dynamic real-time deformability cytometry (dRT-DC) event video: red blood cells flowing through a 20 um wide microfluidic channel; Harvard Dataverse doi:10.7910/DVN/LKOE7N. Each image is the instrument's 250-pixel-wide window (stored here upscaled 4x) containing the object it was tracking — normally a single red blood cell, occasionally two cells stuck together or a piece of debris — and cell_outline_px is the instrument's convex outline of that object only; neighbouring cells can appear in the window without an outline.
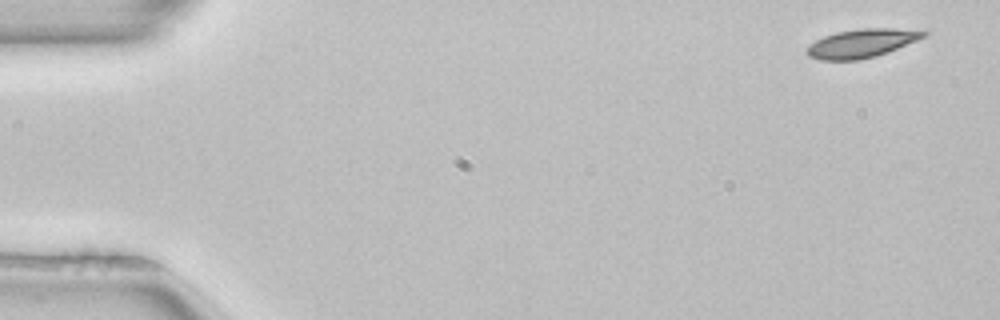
{"species": "common noctule bat (a hibernating species)", "species_latin": "Nyctalus noctula", "temperature_condition": "room temperature", "stored_images_in_passage": 52, "camera_frame_rate_fps": 3000, "um_per_image_px": 0.085, "animal": {"sex": "female", "body_mass_g": 22.7, "forearm_length_mm": 54.2}, "frame": {"image": 1, "passage_image": 3, "time_ms": 0.667, "image_size_px": [1000, 320], "cell_outline_px": [[928, 32], [924, 36], [916, 40], [888, 52], [876, 56], [856, 60], [820, 60], [808, 56], [804, 52], [808, 44], [824, 36], [836, 32], [864, 28], [888, 28]], "centroid_in_image_um": [73.14, 3.69], "position_along_channel_um": 11.9, "area_um2": 19.19}}
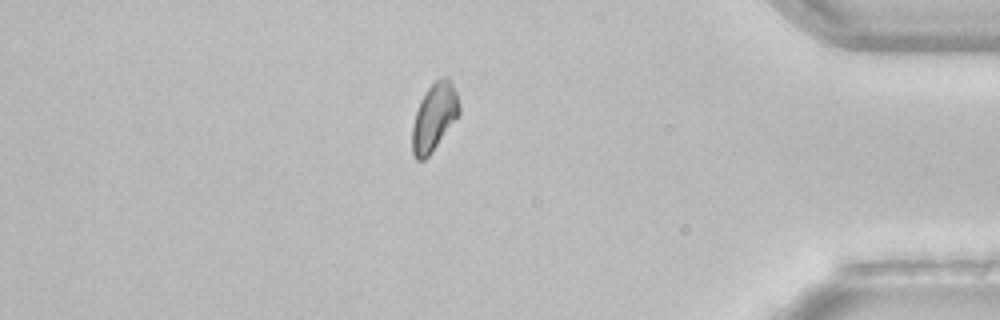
{"frame": {"image": 2, "passage_image": 45, "time_ms": 14.667, "image_size_px": [1000, 320], "cell_outline_px": [[460, 112], [432, 152], [424, 160], [416, 160], [412, 152], [412, 124], [420, 100], [428, 88], [436, 80], [444, 76], [448, 76], [456, 92], [460, 104]], "centroid_in_image_um": [36.89, 9.95], "position_along_channel_um": 398.3, "area_um2": 18.32}, "authors_computed_cell_mechanics": {"area_um2": 19.3052, "velocity_mm_per_s": 3.9554, "shape_relaxation_time_tau1_ms": 7.7911, "shape_relaxation_time_tau2_ms": null, "deformation_change_tau1": 0.121, "deformation_change_tau2": null}}